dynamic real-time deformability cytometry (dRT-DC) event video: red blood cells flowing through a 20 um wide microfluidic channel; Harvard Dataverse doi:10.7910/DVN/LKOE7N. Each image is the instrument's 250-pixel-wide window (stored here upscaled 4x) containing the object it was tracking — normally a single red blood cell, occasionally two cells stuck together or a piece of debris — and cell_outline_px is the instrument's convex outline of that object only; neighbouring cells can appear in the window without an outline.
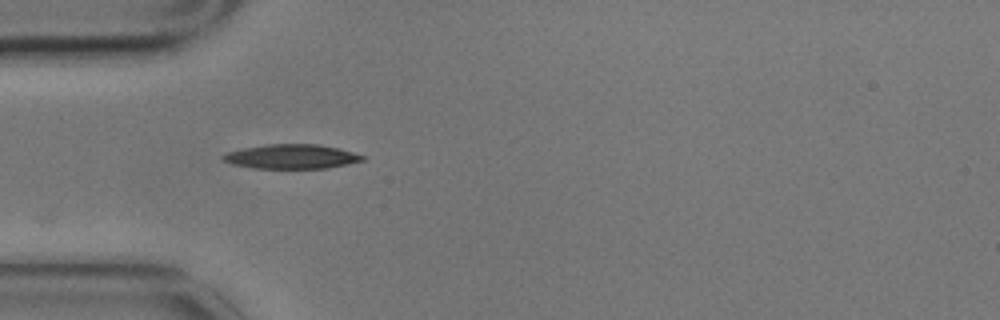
{"species": "common noctule bat (a hibernating species)", "species_latin": "Nyctalus noctula", "temperature_condition": "cold", "stored_images_in_passage": 8, "camera_frame_rate_fps": 3000, "um_per_image_px": 0.085, "animal": {"sex": "male", "body_mass_g": 17.9}, "frame": {"image": 1, "passage_image": 7, "time_ms": 2.0, "image_size_px": [1000, 320], "cell_outline_px": [[368, 156], [364, 160], [348, 164], [328, 168], [252, 168], [232, 164], [224, 160], [220, 156], [228, 152], [244, 148], [268, 144], [316, 144], [336, 148]], "centroid_in_image_um": [24.8, 13.31], "position_along_channel_um": 60.2, "area_um2": 19.71}}